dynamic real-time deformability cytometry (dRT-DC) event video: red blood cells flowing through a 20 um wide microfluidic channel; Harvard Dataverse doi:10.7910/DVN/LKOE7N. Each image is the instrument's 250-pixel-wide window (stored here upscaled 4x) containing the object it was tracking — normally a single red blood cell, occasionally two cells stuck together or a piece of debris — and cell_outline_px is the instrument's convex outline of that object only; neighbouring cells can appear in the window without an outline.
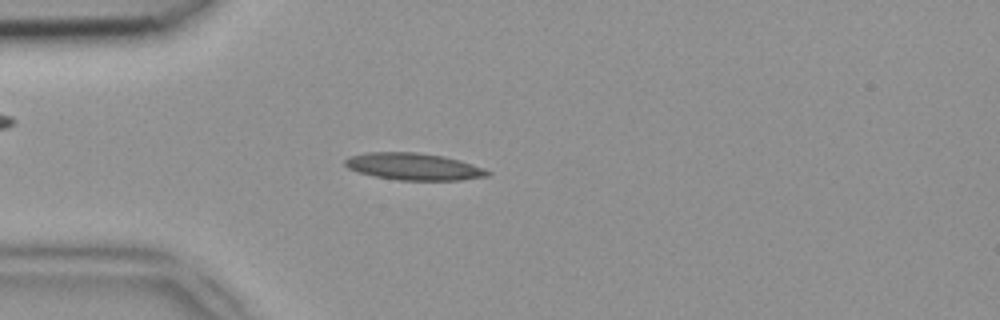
{"species": "common noctule bat (a hibernating species)", "species_latin": "Nyctalus noctula", "temperature_condition": "room temperature", "stored_images_in_passage": 42, "camera_frame_rate_fps": 3000, "um_per_image_px": 0.085, "animal": {"sex": "female", "body_mass_g": 18.4}, "frame": {"image": 1, "passage_image": 7, "time_ms": 2.0, "image_size_px": [1000, 320], "cell_outline_px": [[492, 172], [488, 176], [460, 180], [400, 180], [376, 176], [360, 172], [348, 168], [344, 164], [344, 160], [348, 156], [368, 152], [416, 152], [444, 156], [460, 160], [472, 164]], "centroid_in_image_um": [35.16, 14.15], "position_along_channel_um": 49.8, "area_um2": 22.31}}
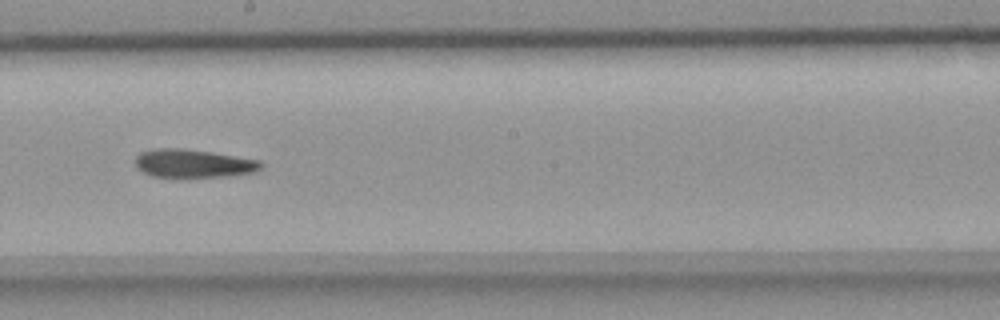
{"frame": {"image": 2, "passage_image": 21, "time_ms": 6.667, "image_size_px": [1000, 320], "cell_outline_px": [[264, 164], [260, 168], [252, 172], [228, 176], [152, 176], [136, 168], [136, 156], [140, 152], [152, 148], [180, 148], [212, 152], [260, 160]], "centroid_in_image_um": [16.41, 13.87], "position_along_channel_um": 231.8, "area_um2": 20.46}}
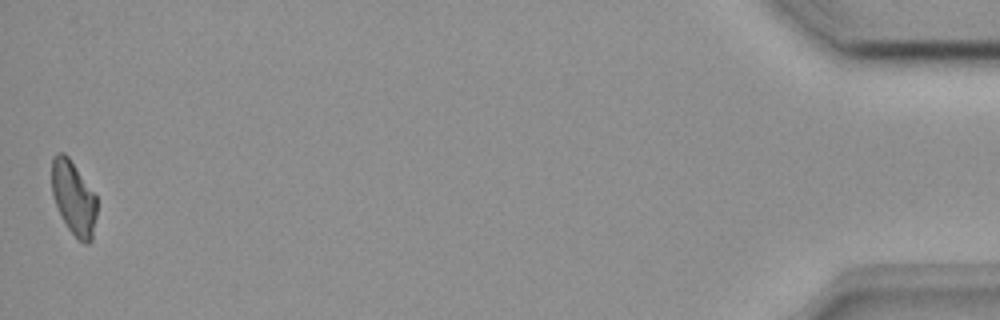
{"frame": {"image": 3, "passage_image": 42, "time_ms": 13.667, "image_size_px": [1000, 320], "cell_outline_px": [[96, 216], [92, 240], [88, 244], [84, 244], [68, 228], [56, 204], [52, 192], [52, 156], [56, 152], [64, 152], [68, 156], [96, 196]], "centroid_in_image_um": [6.25, 16.8], "position_along_channel_um": 428.9, "area_um2": 19.07}}